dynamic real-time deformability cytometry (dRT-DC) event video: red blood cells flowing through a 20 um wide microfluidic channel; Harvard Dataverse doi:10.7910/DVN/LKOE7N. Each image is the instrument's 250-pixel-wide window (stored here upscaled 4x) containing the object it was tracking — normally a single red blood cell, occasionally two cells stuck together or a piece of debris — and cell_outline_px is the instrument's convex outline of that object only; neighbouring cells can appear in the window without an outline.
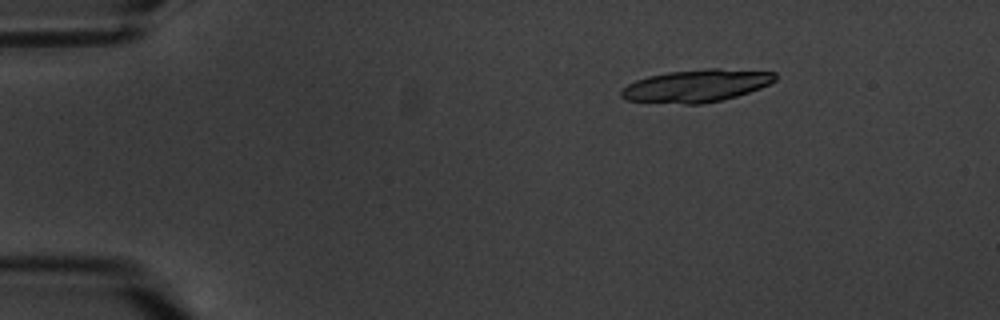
{"species": "common noctule bat (a hibernating species)", "species_latin": "Nyctalus noctula", "temperature_condition": "warm", "stored_images_in_passage": 4, "camera_frame_rate_fps": 3000, "um_per_image_px": 0.085, "animal": {"sex": "male", "body_mass_g": 20.1, "forearm_length_mm": 53.5}, "frame": {"image": 1, "passage_image": 1, "time_ms": 0.0, "image_size_px": [1000, 320], "cell_outline_px": [[776, 80], [760, 88], [736, 96], [720, 100], [700, 104], [684, 104], [624, 100], [620, 96], [620, 92], [628, 84], [636, 80], [648, 76], [668, 72], [708, 68], [720, 68], [776, 72]], "centroid_in_image_um": [59.18, 7.28], "position_along_channel_um": 25.8, "area_um2": 29.07}}